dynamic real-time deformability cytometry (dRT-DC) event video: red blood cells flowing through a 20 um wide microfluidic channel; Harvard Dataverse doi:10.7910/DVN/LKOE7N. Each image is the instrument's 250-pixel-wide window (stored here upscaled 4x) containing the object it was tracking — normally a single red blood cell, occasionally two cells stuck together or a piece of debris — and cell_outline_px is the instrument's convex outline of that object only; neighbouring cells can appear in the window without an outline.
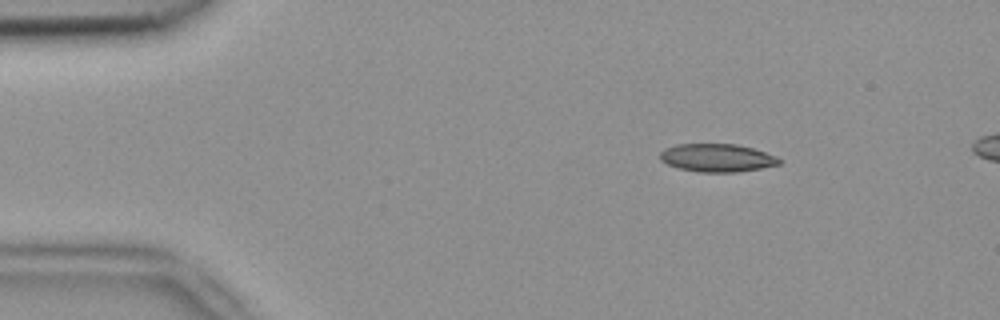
{"species": "common noctule bat (a hibernating species)", "species_latin": "Nyctalus noctula", "temperature_condition": "room temperature", "stored_images_in_passage": 4, "camera_frame_rate_fps": 3000, "um_per_image_px": 0.085, "animal": {"sex": "female", "body_mass_g": 18.4}, "frame": {"image": 1, "passage_image": 1, "time_ms": 0.0, "image_size_px": [1000, 320], "cell_outline_px": [[780, 164], [760, 168], [736, 172], [700, 172], [680, 168], [668, 164], [660, 160], [660, 152], [664, 148], [676, 144], [736, 144], [752, 148], [776, 156], [780, 160]], "centroid_in_image_um": [60.92, 13.41], "position_along_channel_um": 24.1, "area_um2": 19.31}}